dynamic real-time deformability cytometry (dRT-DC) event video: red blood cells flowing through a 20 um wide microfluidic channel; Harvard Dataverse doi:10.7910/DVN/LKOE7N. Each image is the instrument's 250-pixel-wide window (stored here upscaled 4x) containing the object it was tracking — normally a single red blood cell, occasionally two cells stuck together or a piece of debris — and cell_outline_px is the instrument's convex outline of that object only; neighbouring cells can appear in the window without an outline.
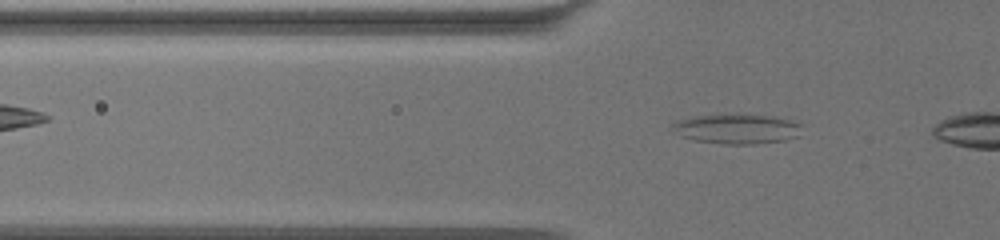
{"species": "common noctule bat (a hibernating species)", "species_latin": "Nyctalus noctula", "temperature_condition": "warm", "stored_images_in_passage": 38, "camera_frame_rate_fps": 3000, "um_per_image_px": 0.085, "animal": {"sex": "female", "body_mass_g": 19.5, "forearm_length_mm": 54.1}, "frame": {"image": 1, "passage_image": 5, "time_ms": 1.333, "image_size_px": [1000, 240], "cell_outline_px": [[804, 124], [800, 136], [784, 140], [756, 144], [724, 144], [692, 140], [680, 136], [672, 132], [672, 124], [676, 120], [692, 116], [740, 112], [772, 116], [792, 120]], "centroid_in_image_um": [62.64, 10.92], "position_along_channel_um": 63.2, "area_um2": 23.58}}
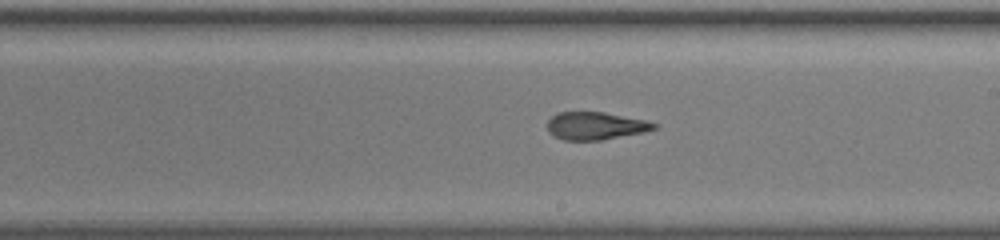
{"frame": {"image": 2, "passage_image": 21, "time_ms": 6.667, "image_size_px": [1000, 240], "cell_outline_px": [[660, 128], [644, 132], [600, 140], [564, 140], [552, 136], [548, 132], [548, 120], [556, 112], [604, 112], [648, 120], [660, 124]], "centroid_in_image_um": [50.66, 10.69], "position_along_channel_um": 238.3, "area_um2": 17.51}}
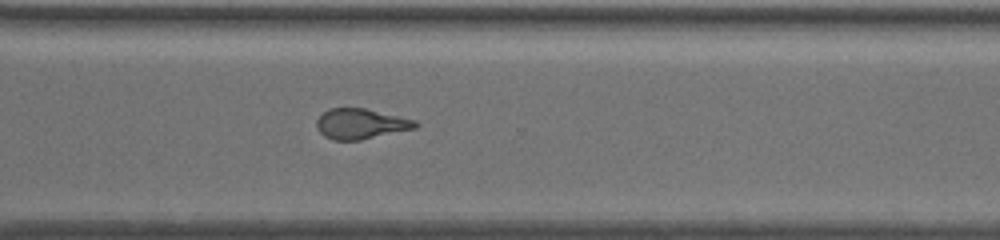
{"frame": {"image": 3, "passage_image": 30, "time_ms": 9.667, "image_size_px": [1000, 240], "cell_outline_px": [[420, 124], [416, 128], [360, 140], [332, 140], [324, 136], [316, 128], [316, 120], [328, 108], [364, 108], [416, 120]], "centroid_in_image_um": [30.65, 10.53], "position_along_channel_um": 339.9, "area_um2": 17.46}}